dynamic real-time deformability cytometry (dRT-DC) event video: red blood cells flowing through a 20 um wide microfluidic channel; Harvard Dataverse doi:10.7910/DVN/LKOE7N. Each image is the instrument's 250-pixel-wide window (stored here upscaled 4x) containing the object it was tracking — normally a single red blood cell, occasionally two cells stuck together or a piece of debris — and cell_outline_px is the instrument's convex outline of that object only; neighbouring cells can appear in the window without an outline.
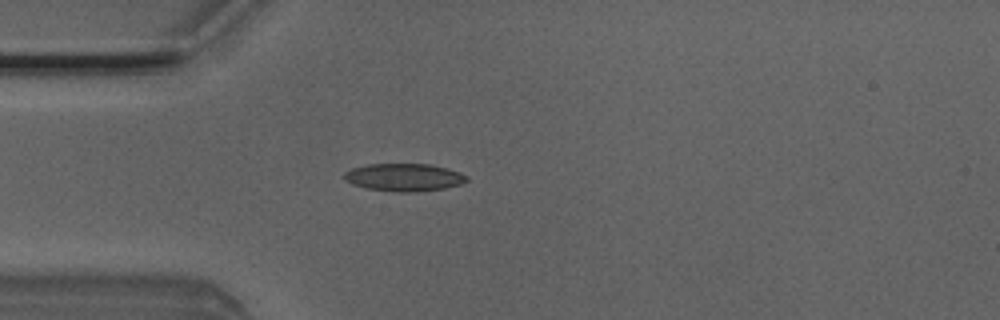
{"species": "Egyptian fruit bat (a non-hibernating species)", "species_latin": "Rousettus aegyptiacus", "temperature_condition": "room temperature", "stored_images_in_passage": 4, "camera_frame_rate_fps": 3000, "um_per_image_px": 0.085, "animal": {"sex": "male"}, "frame": {"image": 1, "passage_image": 4, "time_ms": 1.0, "image_size_px": [1000, 320], "cell_outline_px": [[468, 180], [460, 184], [444, 188], [416, 192], [396, 192], [368, 188], [352, 184], [344, 180], [344, 172], [352, 168], [368, 164], [428, 164], [460, 172], [468, 176]], "centroid_in_image_um": [34.33, 15.07], "position_along_channel_um": 50.7, "area_um2": 19.65}}